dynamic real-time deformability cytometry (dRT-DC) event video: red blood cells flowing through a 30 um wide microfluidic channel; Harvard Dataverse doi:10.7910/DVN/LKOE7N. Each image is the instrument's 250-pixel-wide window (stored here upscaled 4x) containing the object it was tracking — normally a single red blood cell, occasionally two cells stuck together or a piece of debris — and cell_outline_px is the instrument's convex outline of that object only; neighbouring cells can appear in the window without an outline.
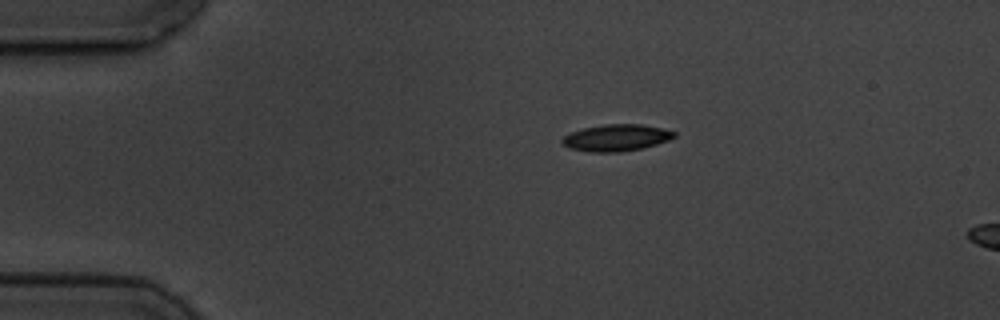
{"species": "common noctule bat (a hibernating species)", "species_latin": "Nyctalus noctula", "temperature_condition": "cold", "stored_images_in_passage": 3, "segment_of_instrument_passage": [1, 2], "camera_frame_rate_fps": 3000, "um_per_image_px": 0.085, "animal": {"sex": "male", "body_mass_g": 19.5, "forearm_length_mm": 54.6}, "frame": {"image": 1, "passage_image": 1, "time_ms": 0.0, "image_size_px": [1000, 320], "cell_outline_px": [[676, 136], [668, 140], [656, 144], [640, 148], [620, 152], [592, 152], [568, 148], [560, 144], [560, 140], [564, 136], [572, 132], [584, 128], [604, 124], [640, 124], [660, 128], [676, 132]], "centroid_in_image_um": [52.34, 11.71], "position_along_channel_um": 32.7, "area_um2": 17.34}}